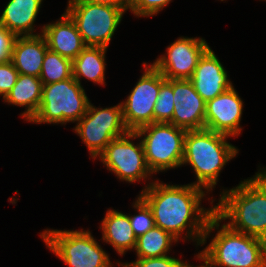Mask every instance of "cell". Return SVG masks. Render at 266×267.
Wrapping results in <instances>:
<instances>
[{"mask_svg": "<svg viewBox=\"0 0 266 267\" xmlns=\"http://www.w3.org/2000/svg\"><path fill=\"white\" fill-rule=\"evenodd\" d=\"M208 194L191 183L167 184L155 179L138 194L150 207L155 226L171 233L179 241L190 240L201 247L210 218L215 214L216 199H210L211 207L201 206ZM186 231V232H185ZM185 232V233H184Z\"/></svg>", "mask_w": 266, "mask_h": 267, "instance_id": "6da1fadb", "label": "cell"}, {"mask_svg": "<svg viewBox=\"0 0 266 267\" xmlns=\"http://www.w3.org/2000/svg\"><path fill=\"white\" fill-rule=\"evenodd\" d=\"M233 188L221 189L215 214L231 229L266 241V167ZM226 220V221H225Z\"/></svg>", "mask_w": 266, "mask_h": 267, "instance_id": "7a4b0ae2", "label": "cell"}, {"mask_svg": "<svg viewBox=\"0 0 266 267\" xmlns=\"http://www.w3.org/2000/svg\"><path fill=\"white\" fill-rule=\"evenodd\" d=\"M221 222L216 214L210 218L201 246H205L211 232L217 233L198 255L211 267H266V241Z\"/></svg>", "mask_w": 266, "mask_h": 267, "instance_id": "3957f363", "label": "cell"}, {"mask_svg": "<svg viewBox=\"0 0 266 267\" xmlns=\"http://www.w3.org/2000/svg\"><path fill=\"white\" fill-rule=\"evenodd\" d=\"M228 135L208 129L188 130L184 138L182 166L190 165L196 176L191 184L201 187L209 194L216 187L221 171L239 153L228 142Z\"/></svg>", "mask_w": 266, "mask_h": 267, "instance_id": "277c9868", "label": "cell"}, {"mask_svg": "<svg viewBox=\"0 0 266 267\" xmlns=\"http://www.w3.org/2000/svg\"><path fill=\"white\" fill-rule=\"evenodd\" d=\"M90 100L73 76L63 81L43 84L37 113L29 121L35 124L77 123L87 112Z\"/></svg>", "mask_w": 266, "mask_h": 267, "instance_id": "5b68a950", "label": "cell"}, {"mask_svg": "<svg viewBox=\"0 0 266 267\" xmlns=\"http://www.w3.org/2000/svg\"><path fill=\"white\" fill-rule=\"evenodd\" d=\"M46 247L69 267H114V262L94 238L84 230L45 229L40 233Z\"/></svg>", "mask_w": 266, "mask_h": 267, "instance_id": "8992f818", "label": "cell"}, {"mask_svg": "<svg viewBox=\"0 0 266 267\" xmlns=\"http://www.w3.org/2000/svg\"><path fill=\"white\" fill-rule=\"evenodd\" d=\"M128 7L68 1L65 12L75 22L86 46L109 47Z\"/></svg>", "mask_w": 266, "mask_h": 267, "instance_id": "52a82bcc", "label": "cell"}, {"mask_svg": "<svg viewBox=\"0 0 266 267\" xmlns=\"http://www.w3.org/2000/svg\"><path fill=\"white\" fill-rule=\"evenodd\" d=\"M135 132L142 141L147 165L154 175L182 167L187 130L170 123H152Z\"/></svg>", "mask_w": 266, "mask_h": 267, "instance_id": "ba28073f", "label": "cell"}, {"mask_svg": "<svg viewBox=\"0 0 266 267\" xmlns=\"http://www.w3.org/2000/svg\"><path fill=\"white\" fill-rule=\"evenodd\" d=\"M133 140L139 142L134 143ZM97 159L122 182L131 184L146 179L145 182L148 183H145V189L154 181L151 179L154 175L147 165L142 141L136 132L129 131L112 140L95 160Z\"/></svg>", "mask_w": 266, "mask_h": 267, "instance_id": "9c48e42d", "label": "cell"}, {"mask_svg": "<svg viewBox=\"0 0 266 267\" xmlns=\"http://www.w3.org/2000/svg\"><path fill=\"white\" fill-rule=\"evenodd\" d=\"M74 133L87 146L92 159L114 139L126 135L121 102L111 107H96L91 101L85 115L76 123Z\"/></svg>", "mask_w": 266, "mask_h": 267, "instance_id": "30bf717a", "label": "cell"}, {"mask_svg": "<svg viewBox=\"0 0 266 267\" xmlns=\"http://www.w3.org/2000/svg\"><path fill=\"white\" fill-rule=\"evenodd\" d=\"M144 71L128 94L121 101L124 124L129 131L153 123L154 106L160 86L166 81L163 75L150 63L143 62Z\"/></svg>", "mask_w": 266, "mask_h": 267, "instance_id": "8fae6325", "label": "cell"}, {"mask_svg": "<svg viewBox=\"0 0 266 267\" xmlns=\"http://www.w3.org/2000/svg\"><path fill=\"white\" fill-rule=\"evenodd\" d=\"M209 48L203 38L181 36L151 64L165 79H190L199 59Z\"/></svg>", "mask_w": 266, "mask_h": 267, "instance_id": "7c38bea8", "label": "cell"}, {"mask_svg": "<svg viewBox=\"0 0 266 267\" xmlns=\"http://www.w3.org/2000/svg\"><path fill=\"white\" fill-rule=\"evenodd\" d=\"M244 102L234 85L206 102L205 129L228 135L232 138L241 134L240 126Z\"/></svg>", "mask_w": 266, "mask_h": 267, "instance_id": "4fadbf2b", "label": "cell"}, {"mask_svg": "<svg viewBox=\"0 0 266 267\" xmlns=\"http://www.w3.org/2000/svg\"><path fill=\"white\" fill-rule=\"evenodd\" d=\"M174 93V112L170 124L185 130L205 128L206 102L189 79H166Z\"/></svg>", "mask_w": 266, "mask_h": 267, "instance_id": "5bb4252c", "label": "cell"}, {"mask_svg": "<svg viewBox=\"0 0 266 267\" xmlns=\"http://www.w3.org/2000/svg\"><path fill=\"white\" fill-rule=\"evenodd\" d=\"M228 77V72L210 47L199 59L189 80L196 92L207 102L233 86Z\"/></svg>", "mask_w": 266, "mask_h": 267, "instance_id": "9a60e30c", "label": "cell"}, {"mask_svg": "<svg viewBox=\"0 0 266 267\" xmlns=\"http://www.w3.org/2000/svg\"><path fill=\"white\" fill-rule=\"evenodd\" d=\"M40 31L49 50L72 61L86 47L75 22L65 11L59 20L42 25Z\"/></svg>", "mask_w": 266, "mask_h": 267, "instance_id": "2e32d148", "label": "cell"}, {"mask_svg": "<svg viewBox=\"0 0 266 267\" xmlns=\"http://www.w3.org/2000/svg\"><path fill=\"white\" fill-rule=\"evenodd\" d=\"M48 50L45 37L16 36L11 54V61L19 74L40 77L43 59Z\"/></svg>", "mask_w": 266, "mask_h": 267, "instance_id": "e0dca14e", "label": "cell"}, {"mask_svg": "<svg viewBox=\"0 0 266 267\" xmlns=\"http://www.w3.org/2000/svg\"><path fill=\"white\" fill-rule=\"evenodd\" d=\"M42 2L43 0H9L0 14V24L15 36L42 34L34 28Z\"/></svg>", "mask_w": 266, "mask_h": 267, "instance_id": "ac0fdd59", "label": "cell"}, {"mask_svg": "<svg viewBox=\"0 0 266 267\" xmlns=\"http://www.w3.org/2000/svg\"><path fill=\"white\" fill-rule=\"evenodd\" d=\"M100 224L101 240L110 244L118 255H125L129 250L134 251L137 237L130 225L128 213L125 214L118 209L110 208L106 211Z\"/></svg>", "mask_w": 266, "mask_h": 267, "instance_id": "d6986e66", "label": "cell"}, {"mask_svg": "<svg viewBox=\"0 0 266 267\" xmlns=\"http://www.w3.org/2000/svg\"><path fill=\"white\" fill-rule=\"evenodd\" d=\"M42 88L43 83L40 78L19 74L15 85L3 99V102L17 107H25L20 116L24 121L29 122L38 111Z\"/></svg>", "mask_w": 266, "mask_h": 267, "instance_id": "ffe728a7", "label": "cell"}, {"mask_svg": "<svg viewBox=\"0 0 266 267\" xmlns=\"http://www.w3.org/2000/svg\"><path fill=\"white\" fill-rule=\"evenodd\" d=\"M108 48L86 46L72 61L73 78L80 84L87 79L105 86L106 52Z\"/></svg>", "mask_w": 266, "mask_h": 267, "instance_id": "44dd1931", "label": "cell"}, {"mask_svg": "<svg viewBox=\"0 0 266 267\" xmlns=\"http://www.w3.org/2000/svg\"><path fill=\"white\" fill-rule=\"evenodd\" d=\"M179 242L171 233L154 227L137 238L136 258H153L170 255L171 247ZM174 243V244H173Z\"/></svg>", "mask_w": 266, "mask_h": 267, "instance_id": "7402d4cb", "label": "cell"}, {"mask_svg": "<svg viewBox=\"0 0 266 267\" xmlns=\"http://www.w3.org/2000/svg\"><path fill=\"white\" fill-rule=\"evenodd\" d=\"M73 76L72 60L47 50L43 59L40 79L43 84L63 81Z\"/></svg>", "mask_w": 266, "mask_h": 267, "instance_id": "603a6c76", "label": "cell"}, {"mask_svg": "<svg viewBox=\"0 0 266 267\" xmlns=\"http://www.w3.org/2000/svg\"><path fill=\"white\" fill-rule=\"evenodd\" d=\"M132 207L138 214H128L129 221L134 235L138 238L139 236L145 234L147 231L155 227V220L152 210L139 195L132 203Z\"/></svg>", "mask_w": 266, "mask_h": 267, "instance_id": "cb8c5ba5", "label": "cell"}, {"mask_svg": "<svg viewBox=\"0 0 266 267\" xmlns=\"http://www.w3.org/2000/svg\"><path fill=\"white\" fill-rule=\"evenodd\" d=\"M174 112V93L172 86L165 81L158 93L154 106L153 123H169Z\"/></svg>", "mask_w": 266, "mask_h": 267, "instance_id": "d4e9b609", "label": "cell"}, {"mask_svg": "<svg viewBox=\"0 0 266 267\" xmlns=\"http://www.w3.org/2000/svg\"><path fill=\"white\" fill-rule=\"evenodd\" d=\"M120 267H187V260L184 262L179 258L170 255L153 258H137L133 262H116Z\"/></svg>", "mask_w": 266, "mask_h": 267, "instance_id": "484cf974", "label": "cell"}, {"mask_svg": "<svg viewBox=\"0 0 266 267\" xmlns=\"http://www.w3.org/2000/svg\"><path fill=\"white\" fill-rule=\"evenodd\" d=\"M172 0H129L128 11L135 17H152L157 15Z\"/></svg>", "mask_w": 266, "mask_h": 267, "instance_id": "4316f807", "label": "cell"}, {"mask_svg": "<svg viewBox=\"0 0 266 267\" xmlns=\"http://www.w3.org/2000/svg\"><path fill=\"white\" fill-rule=\"evenodd\" d=\"M19 73L14 67L13 62L0 63V96L2 100L11 91L18 79Z\"/></svg>", "mask_w": 266, "mask_h": 267, "instance_id": "83f0119b", "label": "cell"}, {"mask_svg": "<svg viewBox=\"0 0 266 267\" xmlns=\"http://www.w3.org/2000/svg\"><path fill=\"white\" fill-rule=\"evenodd\" d=\"M16 36L0 24V63L11 60L12 47Z\"/></svg>", "mask_w": 266, "mask_h": 267, "instance_id": "f1b7e54d", "label": "cell"}, {"mask_svg": "<svg viewBox=\"0 0 266 267\" xmlns=\"http://www.w3.org/2000/svg\"><path fill=\"white\" fill-rule=\"evenodd\" d=\"M68 1H86L91 3L114 5L121 7H128L129 0H68Z\"/></svg>", "mask_w": 266, "mask_h": 267, "instance_id": "f546056e", "label": "cell"}, {"mask_svg": "<svg viewBox=\"0 0 266 267\" xmlns=\"http://www.w3.org/2000/svg\"><path fill=\"white\" fill-rule=\"evenodd\" d=\"M195 259L197 258L198 261L201 260V262L203 261V263H201V265H192L190 263H188L187 267H211L208 263H206L198 254H196L195 256Z\"/></svg>", "mask_w": 266, "mask_h": 267, "instance_id": "4dcf8cb0", "label": "cell"}]
</instances>
